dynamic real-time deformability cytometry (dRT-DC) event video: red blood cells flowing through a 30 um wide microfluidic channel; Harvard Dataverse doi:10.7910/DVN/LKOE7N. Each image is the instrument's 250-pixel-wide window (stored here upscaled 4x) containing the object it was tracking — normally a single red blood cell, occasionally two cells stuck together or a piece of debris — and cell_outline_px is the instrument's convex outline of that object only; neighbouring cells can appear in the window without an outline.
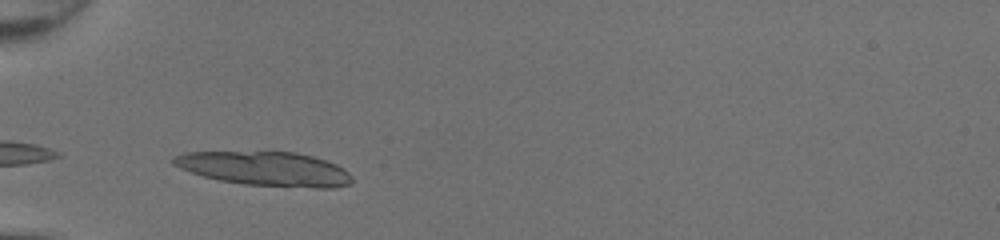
{"species": "common noctule bat (a hibernating species)", "species_latin": "Nyctalus noctula", "temperature_condition": "room temperature", "stored_images_in_passage": 30, "camera_frame_rate_fps": 3000, "um_per_image_px": 0.085, "animal": {"sex": "female", "body_mass_g": 20.0, "forearm_length_mm": 54.0}, "frame": {"image": 1, "passage_image": 1, "time_ms": 0.0, "image_size_px": [1000, 240], "cell_outline_px": [[352, 184], [332, 188], [316, 188], [244, 184], [220, 180], [204, 176], [180, 168], [172, 164], [168, 160], [172, 156], [184, 152], [296, 152], [312, 156], [336, 164], [344, 168], [352, 176]], "centroid_in_image_um": [22.53, 14.34], "position_along_channel_um": 62.5, "area_um2": 35.6}, "authors_computed_cell_mechanics": {"area_um2": 17.1088, "velocity_mm_per_s": 4.3039, "shape_relaxation_time_tau1_ms": 6.9525, "shape_relaxation_time_tau2_ms": 7.8749, "deformation_change_tau1": 0.1824, "deformation_change_tau2": 0.177}}